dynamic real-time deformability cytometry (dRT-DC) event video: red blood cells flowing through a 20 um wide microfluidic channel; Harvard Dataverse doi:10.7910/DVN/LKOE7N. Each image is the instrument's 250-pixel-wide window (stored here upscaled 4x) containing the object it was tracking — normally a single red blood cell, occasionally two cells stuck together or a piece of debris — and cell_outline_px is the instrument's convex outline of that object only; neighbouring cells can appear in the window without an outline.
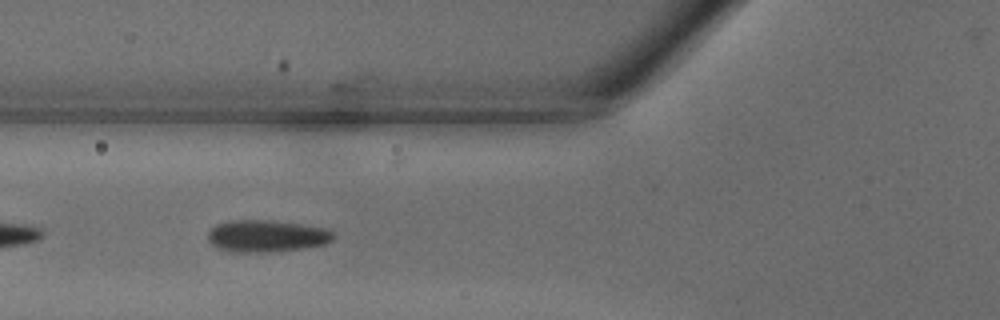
{"species": "common noctule bat (a hibernating species)", "species_latin": "Nyctalus noctula", "temperature_condition": "warm", "stored_images_in_passage": 37, "camera_frame_rate_fps": 3000, "um_per_image_px": 0.085, "animal": {"sex": "male", "body_mass_g": 18.8}, "frame": {"image": 1, "passage_image": 12, "time_ms": 3.667, "image_size_px": [1000, 320], "cell_outline_px": [[336, 236], [332, 240], [324, 244], [304, 248], [272, 252], [236, 252], [216, 248], [208, 240], [208, 232], [216, 224], [232, 220], [272, 220], [300, 224], [324, 228], [332, 232]], "centroid_in_image_um": [22.64, 20.06], "position_along_channel_um": 103.2, "area_um2": 23.41}}
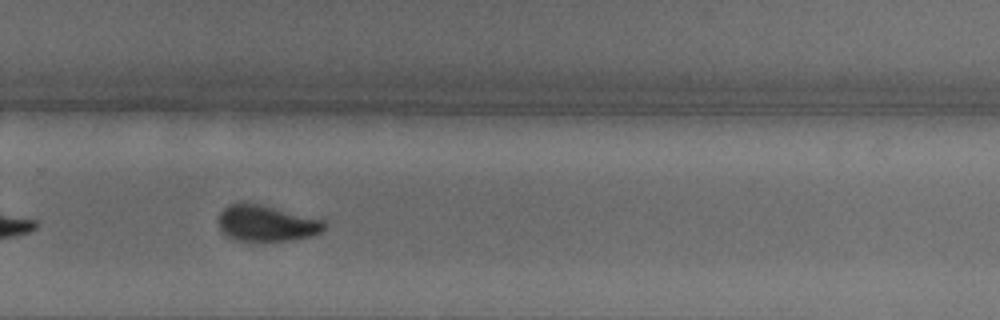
{"frame": {"image": 2, "passage_image": 24, "time_ms": 7.667, "image_size_px": [1000, 320], "cell_outline_px": [[328, 228], [312, 236], [296, 240], [264, 244], [252, 244], [236, 240], [220, 232], [216, 220], [220, 212], [228, 204], [240, 200], [260, 204], [324, 220], [328, 224]], "centroid_in_image_um": [22.6, 19.02], "position_along_channel_um": 307.2, "area_um2": 23.81}}
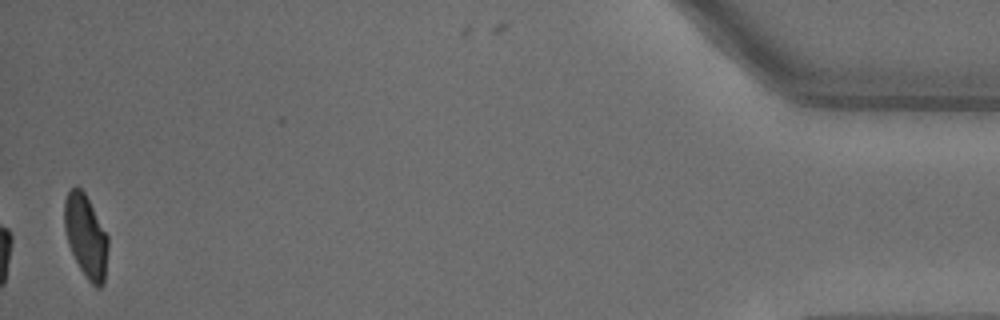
{"frame": {"image": 3, "passage_image": 36, "time_ms": 11.667, "image_size_px": [1000, 320], "cell_outline_px": [[108, 248], [104, 284], [100, 288], [96, 288], [88, 280], [80, 268], [68, 244], [64, 228], [64, 200], [68, 192], [72, 188], [80, 188], [84, 192], [108, 236]], "centroid_in_image_um": [7.3, 20.11], "position_along_channel_um": 427.9, "area_um2": 20.92}}